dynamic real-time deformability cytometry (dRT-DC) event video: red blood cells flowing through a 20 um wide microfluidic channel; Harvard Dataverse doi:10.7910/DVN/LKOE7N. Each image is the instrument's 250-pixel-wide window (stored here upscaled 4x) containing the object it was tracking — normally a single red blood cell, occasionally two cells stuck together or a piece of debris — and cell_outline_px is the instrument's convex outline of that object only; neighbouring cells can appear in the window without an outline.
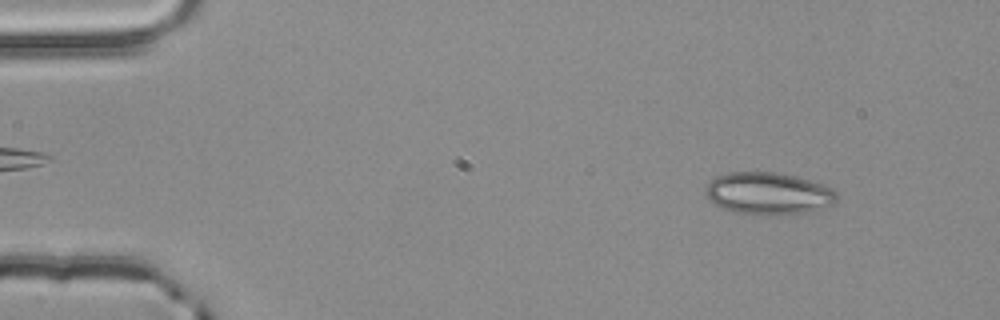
{"species": "common noctule bat (a hibernating species)", "species_latin": "Nyctalus noctula", "temperature_condition": "room temperature", "stored_images_in_passage": 54, "camera_frame_rate_fps": 3000, "um_per_image_px": 0.085, "animal": {"sex": "male", "body_mass_g": 20.4}, "frame": {"image": 1, "passage_image": 6, "time_ms": 1.667, "image_size_px": [1000, 320], "cell_outline_px": [[836, 200], [832, 204], [804, 212], [768, 216], [732, 212], [720, 208], [712, 204], [708, 200], [704, 192], [704, 188], [716, 176], [728, 172], [776, 172], [796, 176], [824, 184], [832, 188], [836, 192]], "centroid_in_image_um": [65.24, 16.44], "position_along_channel_um": 19.8, "area_um2": 32.54}}
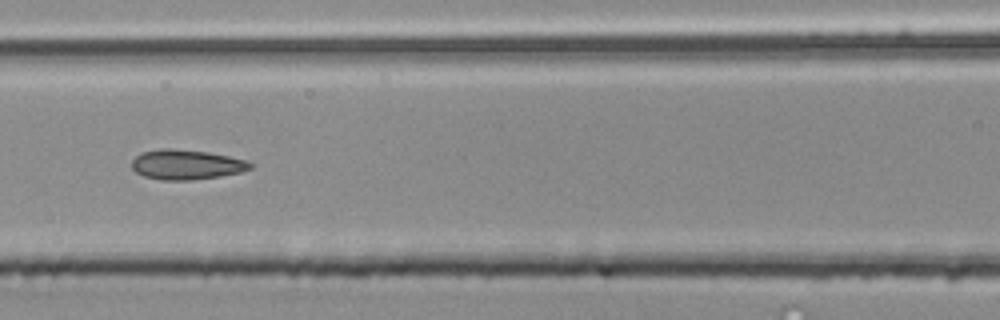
{"frame": {"image": 2, "passage_image": 24, "time_ms": 7.667, "image_size_px": [1000, 320], "cell_outline_px": [[252, 168], [240, 172], [220, 176], [192, 180], [160, 180], [144, 176], [136, 172], [132, 168], [132, 160], [140, 152], [160, 148], [172, 148], [208, 152], [228, 156], [244, 160], [252, 164]], "centroid_in_image_um": [15.8, 13.98], "position_along_channel_um": 150.8, "area_um2": 20.63}}
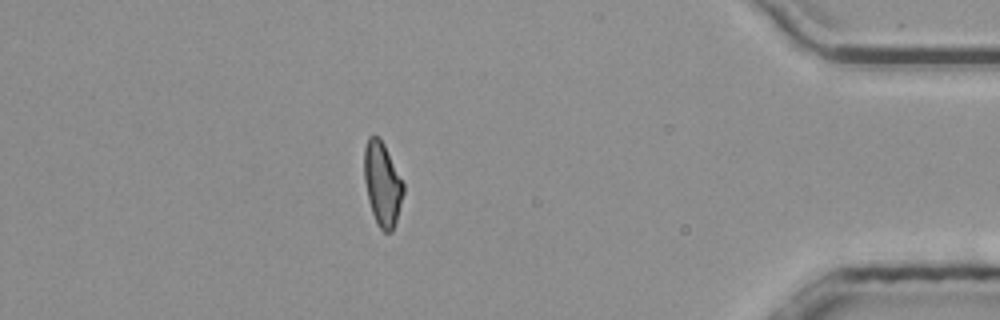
{"frame": {"image": 3, "passage_image": 47, "time_ms": 15.333, "image_size_px": [1000, 320], "cell_outline_px": [[404, 192], [396, 220], [392, 232], [384, 232], [380, 228], [372, 212], [368, 200], [364, 180], [364, 148], [368, 136], [380, 136], [404, 184]], "centroid_in_image_um": [32.48, 15.61], "position_along_channel_um": 402.7, "area_um2": 19.02}, "authors_computed_cell_mechanics": {"area_um2": 19.8254, "velocity_mm_per_s": 3.8733, "shape_relaxation_time_tau1_ms": null, "shape_relaxation_time_tau2_ms": 2.0799, "deformation_change_tau1": null, "deformation_change_tau2": 0.0888}}